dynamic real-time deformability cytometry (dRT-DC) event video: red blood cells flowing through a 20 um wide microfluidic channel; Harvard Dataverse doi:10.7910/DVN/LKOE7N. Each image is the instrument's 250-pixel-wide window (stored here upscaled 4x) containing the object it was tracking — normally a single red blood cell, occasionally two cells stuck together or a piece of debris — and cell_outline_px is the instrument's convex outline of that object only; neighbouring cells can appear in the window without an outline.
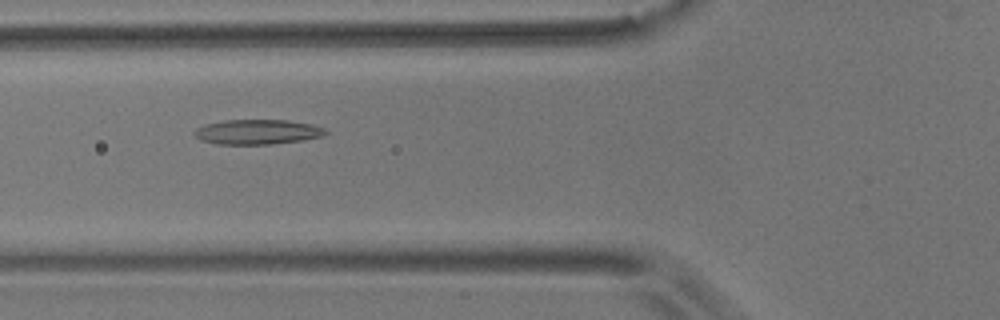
{"species": "common noctule bat (a hibernating species)", "species_latin": "Nyctalus noctula", "temperature_condition": "room temperature", "stored_images_in_passage": 44, "camera_frame_rate_fps": 3000, "um_per_image_px": 0.085, "animal": {"sex": "male", "body_mass_g": 17.9}, "frame": {"image": 1, "passage_image": 9, "time_ms": 2.667, "image_size_px": [1000, 320], "cell_outline_px": [[328, 132], [324, 136], [304, 140], [272, 144], [216, 144], [200, 140], [192, 132], [196, 128], [204, 124], [224, 120], [288, 120], [312, 124], [324, 128]], "centroid_in_image_um": [21.88, 11.21], "position_along_channel_um": 103.9, "area_um2": 19.19}}
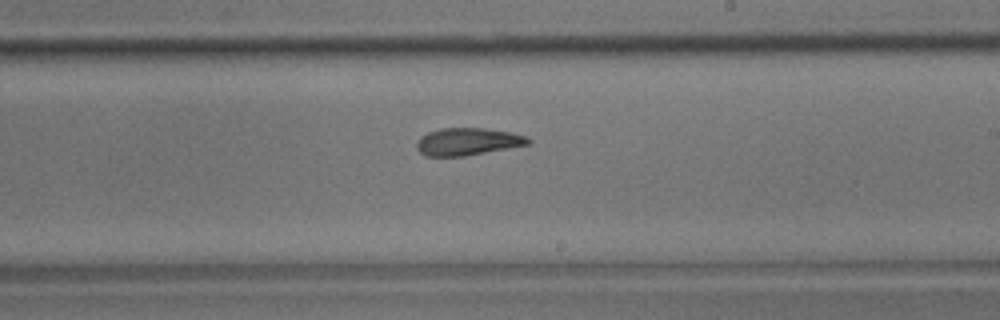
{"frame": {"image": 2, "passage_image": 21, "time_ms": 6.667, "image_size_px": [1000, 320], "cell_outline_px": [[532, 140], [528, 144], [464, 156], [424, 156], [416, 148], [416, 144], [420, 136], [428, 132], [440, 128], [484, 128], [512, 132], [528, 136]], "centroid_in_image_um": [39.73, 12.03], "position_along_channel_um": 249.3, "area_um2": 17.8}}
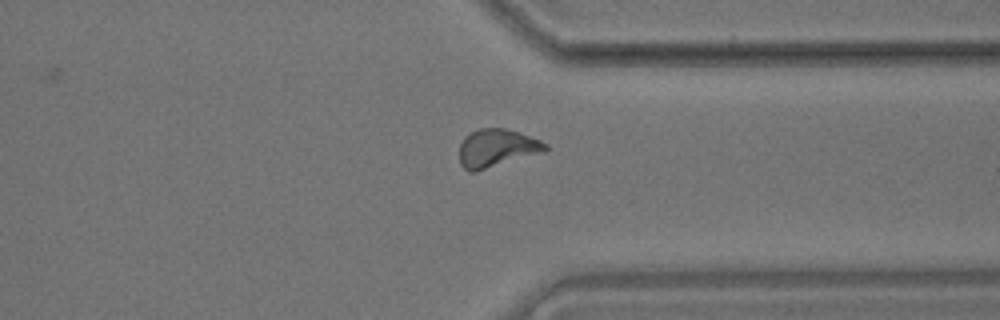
{"frame": {"image": 3, "passage_image": 31, "time_ms": 10.0, "image_size_px": [1000, 320], "cell_outline_px": [[548, 148], [544, 152], [476, 172], [468, 172], [460, 164], [460, 144], [464, 136], [480, 128], [504, 128], [540, 140], [548, 144]], "centroid_in_image_um": [42.21, 12.61], "position_along_channel_um": 369.2, "area_um2": 19.02}, "authors_computed_cell_mechanics": {"area_um2": 18.2359, "velocity_mm_per_s": 3.6279, "shape_relaxation_time_tau1_ms": null, "shape_relaxation_time_tau2_ms": 3.4193, "deformation_change_tau1": null, "deformation_change_tau2": 0.1116}}